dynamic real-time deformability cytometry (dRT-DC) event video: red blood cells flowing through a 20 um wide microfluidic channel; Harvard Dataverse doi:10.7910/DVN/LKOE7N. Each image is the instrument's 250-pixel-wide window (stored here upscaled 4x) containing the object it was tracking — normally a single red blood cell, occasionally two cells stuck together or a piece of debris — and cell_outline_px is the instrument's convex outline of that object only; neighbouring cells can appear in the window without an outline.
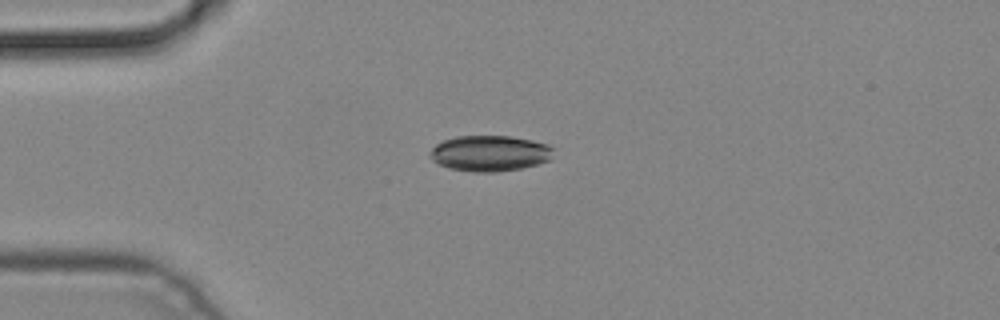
{"species": "common noctule bat (a hibernating species)", "species_latin": "Nyctalus noctula", "temperature_condition": "cold", "stored_images_in_passage": 4, "camera_frame_rate_fps": 3000, "um_per_image_px": 0.085, "animal": {"sex": "male", "body_mass_g": 19.2, "forearm_length_mm": 51.8}, "frame": {"image": 1, "passage_image": 3, "time_ms": 0.667, "image_size_px": [1000, 320], "cell_outline_px": [[552, 160], [520, 168], [496, 172], [472, 172], [448, 168], [432, 160], [428, 156], [432, 148], [436, 144], [444, 140], [456, 136], [508, 136], [532, 140], [548, 144], [552, 148]], "centroid_in_image_um": [41.62, 13.03], "position_along_channel_um": 43.4, "area_um2": 25.78}}
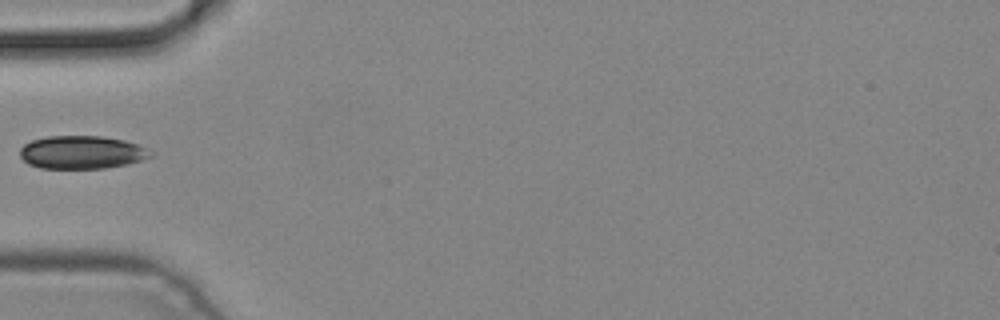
{"frame": {"image": 2, "passage_image": 4, "time_ms": 1.0, "image_size_px": [1000, 320], "cell_outline_px": [[152, 156], [128, 164], [104, 168], [40, 168], [28, 164], [20, 156], [20, 148], [24, 144], [32, 140], [48, 136], [100, 136], [124, 140], [148, 148], [152, 152]], "centroid_in_image_um": [6.94, 12.94], "position_along_channel_um": 78.1, "area_um2": 25.14}}